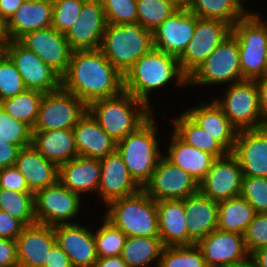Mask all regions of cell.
<instances>
[{
    "instance_id": "e575fe53",
    "label": "cell",
    "mask_w": 267,
    "mask_h": 267,
    "mask_svg": "<svg viewBox=\"0 0 267 267\" xmlns=\"http://www.w3.org/2000/svg\"><path fill=\"white\" fill-rule=\"evenodd\" d=\"M164 245L160 237H127L120 256L129 267H143L159 260Z\"/></svg>"
},
{
    "instance_id": "f5cc1de1",
    "label": "cell",
    "mask_w": 267,
    "mask_h": 267,
    "mask_svg": "<svg viewBox=\"0 0 267 267\" xmlns=\"http://www.w3.org/2000/svg\"><path fill=\"white\" fill-rule=\"evenodd\" d=\"M44 267H73L67 254L56 243L49 251Z\"/></svg>"
},
{
    "instance_id": "44dd1931",
    "label": "cell",
    "mask_w": 267,
    "mask_h": 267,
    "mask_svg": "<svg viewBox=\"0 0 267 267\" xmlns=\"http://www.w3.org/2000/svg\"><path fill=\"white\" fill-rule=\"evenodd\" d=\"M56 243L67 254L73 267H94L98 259L94 234L78 224L53 226Z\"/></svg>"
},
{
    "instance_id": "7dc6e473",
    "label": "cell",
    "mask_w": 267,
    "mask_h": 267,
    "mask_svg": "<svg viewBox=\"0 0 267 267\" xmlns=\"http://www.w3.org/2000/svg\"><path fill=\"white\" fill-rule=\"evenodd\" d=\"M243 235L249 256L267 246V213H256Z\"/></svg>"
},
{
    "instance_id": "681fc988",
    "label": "cell",
    "mask_w": 267,
    "mask_h": 267,
    "mask_svg": "<svg viewBox=\"0 0 267 267\" xmlns=\"http://www.w3.org/2000/svg\"><path fill=\"white\" fill-rule=\"evenodd\" d=\"M24 225L7 212L0 210V237L16 240L22 233Z\"/></svg>"
},
{
    "instance_id": "f546056e",
    "label": "cell",
    "mask_w": 267,
    "mask_h": 267,
    "mask_svg": "<svg viewBox=\"0 0 267 267\" xmlns=\"http://www.w3.org/2000/svg\"><path fill=\"white\" fill-rule=\"evenodd\" d=\"M100 173L99 159L77 156L59 167V181L80 195L87 191H98Z\"/></svg>"
},
{
    "instance_id": "5b68a950",
    "label": "cell",
    "mask_w": 267,
    "mask_h": 267,
    "mask_svg": "<svg viewBox=\"0 0 267 267\" xmlns=\"http://www.w3.org/2000/svg\"><path fill=\"white\" fill-rule=\"evenodd\" d=\"M105 218L127 237H159L156 201L143 189L134 195L115 199Z\"/></svg>"
},
{
    "instance_id": "5bb4252c",
    "label": "cell",
    "mask_w": 267,
    "mask_h": 267,
    "mask_svg": "<svg viewBox=\"0 0 267 267\" xmlns=\"http://www.w3.org/2000/svg\"><path fill=\"white\" fill-rule=\"evenodd\" d=\"M3 51L15 64L26 89L50 93L61 88V76L17 40H12Z\"/></svg>"
},
{
    "instance_id": "db71d44e",
    "label": "cell",
    "mask_w": 267,
    "mask_h": 267,
    "mask_svg": "<svg viewBox=\"0 0 267 267\" xmlns=\"http://www.w3.org/2000/svg\"><path fill=\"white\" fill-rule=\"evenodd\" d=\"M258 90L259 107L263 120L267 123V74L255 79Z\"/></svg>"
},
{
    "instance_id": "680465c9",
    "label": "cell",
    "mask_w": 267,
    "mask_h": 267,
    "mask_svg": "<svg viewBox=\"0 0 267 267\" xmlns=\"http://www.w3.org/2000/svg\"><path fill=\"white\" fill-rule=\"evenodd\" d=\"M250 256L256 267H267V246L255 250Z\"/></svg>"
},
{
    "instance_id": "9f6ffc18",
    "label": "cell",
    "mask_w": 267,
    "mask_h": 267,
    "mask_svg": "<svg viewBox=\"0 0 267 267\" xmlns=\"http://www.w3.org/2000/svg\"><path fill=\"white\" fill-rule=\"evenodd\" d=\"M94 267H129V266L119 255L111 257H98Z\"/></svg>"
},
{
    "instance_id": "60d3db41",
    "label": "cell",
    "mask_w": 267,
    "mask_h": 267,
    "mask_svg": "<svg viewBox=\"0 0 267 267\" xmlns=\"http://www.w3.org/2000/svg\"><path fill=\"white\" fill-rule=\"evenodd\" d=\"M98 257L119 256L127 236L104 218L102 227L94 234Z\"/></svg>"
},
{
    "instance_id": "ee69618b",
    "label": "cell",
    "mask_w": 267,
    "mask_h": 267,
    "mask_svg": "<svg viewBox=\"0 0 267 267\" xmlns=\"http://www.w3.org/2000/svg\"><path fill=\"white\" fill-rule=\"evenodd\" d=\"M86 0H53L52 27L66 34L78 20L82 6Z\"/></svg>"
},
{
    "instance_id": "7bdbcfd3",
    "label": "cell",
    "mask_w": 267,
    "mask_h": 267,
    "mask_svg": "<svg viewBox=\"0 0 267 267\" xmlns=\"http://www.w3.org/2000/svg\"><path fill=\"white\" fill-rule=\"evenodd\" d=\"M25 89L15 64L4 51H0V102L20 94Z\"/></svg>"
},
{
    "instance_id": "91938a15",
    "label": "cell",
    "mask_w": 267,
    "mask_h": 267,
    "mask_svg": "<svg viewBox=\"0 0 267 267\" xmlns=\"http://www.w3.org/2000/svg\"><path fill=\"white\" fill-rule=\"evenodd\" d=\"M251 260L247 257L246 259L233 263L231 265H227L226 267H256L255 262L253 261L252 257L249 256Z\"/></svg>"
},
{
    "instance_id": "6125c7cd",
    "label": "cell",
    "mask_w": 267,
    "mask_h": 267,
    "mask_svg": "<svg viewBox=\"0 0 267 267\" xmlns=\"http://www.w3.org/2000/svg\"><path fill=\"white\" fill-rule=\"evenodd\" d=\"M234 3H235V5L239 8V9H241L243 12H244V7H243V5L241 4V2H240V0H232Z\"/></svg>"
},
{
    "instance_id": "94428289",
    "label": "cell",
    "mask_w": 267,
    "mask_h": 267,
    "mask_svg": "<svg viewBox=\"0 0 267 267\" xmlns=\"http://www.w3.org/2000/svg\"><path fill=\"white\" fill-rule=\"evenodd\" d=\"M178 9H188L192 0H168Z\"/></svg>"
},
{
    "instance_id": "9a60e30c",
    "label": "cell",
    "mask_w": 267,
    "mask_h": 267,
    "mask_svg": "<svg viewBox=\"0 0 267 267\" xmlns=\"http://www.w3.org/2000/svg\"><path fill=\"white\" fill-rule=\"evenodd\" d=\"M243 171L233 153L216 158L205 177L199 182V192L221 202L240 196Z\"/></svg>"
},
{
    "instance_id": "8fae6325",
    "label": "cell",
    "mask_w": 267,
    "mask_h": 267,
    "mask_svg": "<svg viewBox=\"0 0 267 267\" xmlns=\"http://www.w3.org/2000/svg\"><path fill=\"white\" fill-rule=\"evenodd\" d=\"M231 33L224 21L197 18L192 39L178 58L182 72L189 77Z\"/></svg>"
},
{
    "instance_id": "52a82bcc",
    "label": "cell",
    "mask_w": 267,
    "mask_h": 267,
    "mask_svg": "<svg viewBox=\"0 0 267 267\" xmlns=\"http://www.w3.org/2000/svg\"><path fill=\"white\" fill-rule=\"evenodd\" d=\"M238 40L243 80H255L267 74V24L259 15H245L232 26Z\"/></svg>"
},
{
    "instance_id": "d6a6232c",
    "label": "cell",
    "mask_w": 267,
    "mask_h": 267,
    "mask_svg": "<svg viewBox=\"0 0 267 267\" xmlns=\"http://www.w3.org/2000/svg\"><path fill=\"white\" fill-rule=\"evenodd\" d=\"M255 214L253 206L241 196L218 202L217 229L244 234Z\"/></svg>"
},
{
    "instance_id": "cb8c5ba5",
    "label": "cell",
    "mask_w": 267,
    "mask_h": 267,
    "mask_svg": "<svg viewBox=\"0 0 267 267\" xmlns=\"http://www.w3.org/2000/svg\"><path fill=\"white\" fill-rule=\"evenodd\" d=\"M201 106L191 108L185 113L228 153H232L238 130L215 101L209 104L201 102Z\"/></svg>"
},
{
    "instance_id": "c3c4849f",
    "label": "cell",
    "mask_w": 267,
    "mask_h": 267,
    "mask_svg": "<svg viewBox=\"0 0 267 267\" xmlns=\"http://www.w3.org/2000/svg\"><path fill=\"white\" fill-rule=\"evenodd\" d=\"M0 188L18 192H32L15 166L0 169Z\"/></svg>"
},
{
    "instance_id": "30bf717a",
    "label": "cell",
    "mask_w": 267,
    "mask_h": 267,
    "mask_svg": "<svg viewBox=\"0 0 267 267\" xmlns=\"http://www.w3.org/2000/svg\"><path fill=\"white\" fill-rule=\"evenodd\" d=\"M87 111L88 106L81 99L62 87L57 91L44 93L32 131L73 130Z\"/></svg>"
},
{
    "instance_id": "e0dca14e",
    "label": "cell",
    "mask_w": 267,
    "mask_h": 267,
    "mask_svg": "<svg viewBox=\"0 0 267 267\" xmlns=\"http://www.w3.org/2000/svg\"><path fill=\"white\" fill-rule=\"evenodd\" d=\"M107 26L101 0H86L78 20L67 31L65 37L74 50H97Z\"/></svg>"
},
{
    "instance_id": "6da1fadb",
    "label": "cell",
    "mask_w": 267,
    "mask_h": 267,
    "mask_svg": "<svg viewBox=\"0 0 267 267\" xmlns=\"http://www.w3.org/2000/svg\"><path fill=\"white\" fill-rule=\"evenodd\" d=\"M61 87L87 106L124 91V76L99 50H74Z\"/></svg>"
},
{
    "instance_id": "8d00e7d4",
    "label": "cell",
    "mask_w": 267,
    "mask_h": 267,
    "mask_svg": "<svg viewBox=\"0 0 267 267\" xmlns=\"http://www.w3.org/2000/svg\"><path fill=\"white\" fill-rule=\"evenodd\" d=\"M188 10L203 19H216L233 26L245 15H253L239 9L232 0H192Z\"/></svg>"
},
{
    "instance_id": "f35d334b",
    "label": "cell",
    "mask_w": 267,
    "mask_h": 267,
    "mask_svg": "<svg viewBox=\"0 0 267 267\" xmlns=\"http://www.w3.org/2000/svg\"><path fill=\"white\" fill-rule=\"evenodd\" d=\"M157 267H207L197 244L164 247Z\"/></svg>"
},
{
    "instance_id": "277c9868",
    "label": "cell",
    "mask_w": 267,
    "mask_h": 267,
    "mask_svg": "<svg viewBox=\"0 0 267 267\" xmlns=\"http://www.w3.org/2000/svg\"><path fill=\"white\" fill-rule=\"evenodd\" d=\"M152 32L137 22L107 23L99 50L123 76L143 55L153 49Z\"/></svg>"
},
{
    "instance_id": "ffe728a7",
    "label": "cell",
    "mask_w": 267,
    "mask_h": 267,
    "mask_svg": "<svg viewBox=\"0 0 267 267\" xmlns=\"http://www.w3.org/2000/svg\"><path fill=\"white\" fill-rule=\"evenodd\" d=\"M197 245L202 251L207 267H226L249 256L244 235L214 230Z\"/></svg>"
},
{
    "instance_id": "7c38bea8",
    "label": "cell",
    "mask_w": 267,
    "mask_h": 267,
    "mask_svg": "<svg viewBox=\"0 0 267 267\" xmlns=\"http://www.w3.org/2000/svg\"><path fill=\"white\" fill-rule=\"evenodd\" d=\"M80 195L65 187L59 180L34 193L36 222L48 226L71 224L80 206Z\"/></svg>"
},
{
    "instance_id": "4fadbf2b",
    "label": "cell",
    "mask_w": 267,
    "mask_h": 267,
    "mask_svg": "<svg viewBox=\"0 0 267 267\" xmlns=\"http://www.w3.org/2000/svg\"><path fill=\"white\" fill-rule=\"evenodd\" d=\"M142 189L156 202L184 200L199 192V183L189 173L172 164L163 155L150 180Z\"/></svg>"
},
{
    "instance_id": "83f0119b",
    "label": "cell",
    "mask_w": 267,
    "mask_h": 267,
    "mask_svg": "<svg viewBox=\"0 0 267 267\" xmlns=\"http://www.w3.org/2000/svg\"><path fill=\"white\" fill-rule=\"evenodd\" d=\"M159 237L164 247L189 245L184 200L157 201Z\"/></svg>"
},
{
    "instance_id": "6f0895ef",
    "label": "cell",
    "mask_w": 267,
    "mask_h": 267,
    "mask_svg": "<svg viewBox=\"0 0 267 267\" xmlns=\"http://www.w3.org/2000/svg\"><path fill=\"white\" fill-rule=\"evenodd\" d=\"M11 41L8 21L0 14V51H3Z\"/></svg>"
},
{
    "instance_id": "bcb514c9",
    "label": "cell",
    "mask_w": 267,
    "mask_h": 267,
    "mask_svg": "<svg viewBox=\"0 0 267 267\" xmlns=\"http://www.w3.org/2000/svg\"><path fill=\"white\" fill-rule=\"evenodd\" d=\"M107 23L122 25L137 22L136 0H101Z\"/></svg>"
},
{
    "instance_id": "f1b7e54d",
    "label": "cell",
    "mask_w": 267,
    "mask_h": 267,
    "mask_svg": "<svg viewBox=\"0 0 267 267\" xmlns=\"http://www.w3.org/2000/svg\"><path fill=\"white\" fill-rule=\"evenodd\" d=\"M53 22V0L25 1L8 20L11 40L26 33L49 28Z\"/></svg>"
},
{
    "instance_id": "f907efd6",
    "label": "cell",
    "mask_w": 267,
    "mask_h": 267,
    "mask_svg": "<svg viewBox=\"0 0 267 267\" xmlns=\"http://www.w3.org/2000/svg\"><path fill=\"white\" fill-rule=\"evenodd\" d=\"M0 267H19L16 240L0 237Z\"/></svg>"
},
{
    "instance_id": "d6986e66",
    "label": "cell",
    "mask_w": 267,
    "mask_h": 267,
    "mask_svg": "<svg viewBox=\"0 0 267 267\" xmlns=\"http://www.w3.org/2000/svg\"><path fill=\"white\" fill-rule=\"evenodd\" d=\"M246 177L267 178V125L238 131L232 152Z\"/></svg>"
},
{
    "instance_id": "b9f144b4",
    "label": "cell",
    "mask_w": 267,
    "mask_h": 267,
    "mask_svg": "<svg viewBox=\"0 0 267 267\" xmlns=\"http://www.w3.org/2000/svg\"><path fill=\"white\" fill-rule=\"evenodd\" d=\"M0 140L24 148L32 145V128L11 117L0 107Z\"/></svg>"
},
{
    "instance_id": "7a4b0ae2",
    "label": "cell",
    "mask_w": 267,
    "mask_h": 267,
    "mask_svg": "<svg viewBox=\"0 0 267 267\" xmlns=\"http://www.w3.org/2000/svg\"><path fill=\"white\" fill-rule=\"evenodd\" d=\"M177 78L178 85H188V77L182 72L178 58L152 49L139 58L124 75V91L149 104V91L166 85Z\"/></svg>"
},
{
    "instance_id": "2e32d148",
    "label": "cell",
    "mask_w": 267,
    "mask_h": 267,
    "mask_svg": "<svg viewBox=\"0 0 267 267\" xmlns=\"http://www.w3.org/2000/svg\"><path fill=\"white\" fill-rule=\"evenodd\" d=\"M17 41L39 56L61 77L67 72L73 50L65 34L51 26L26 33Z\"/></svg>"
},
{
    "instance_id": "836d02e7",
    "label": "cell",
    "mask_w": 267,
    "mask_h": 267,
    "mask_svg": "<svg viewBox=\"0 0 267 267\" xmlns=\"http://www.w3.org/2000/svg\"><path fill=\"white\" fill-rule=\"evenodd\" d=\"M173 132L186 144L213 155L215 158L225 156L228 152L212 136L199 127L185 112L173 119Z\"/></svg>"
},
{
    "instance_id": "d4e9b609",
    "label": "cell",
    "mask_w": 267,
    "mask_h": 267,
    "mask_svg": "<svg viewBox=\"0 0 267 267\" xmlns=\"http://www.w3.org/2000/svg\"><path fill=\"white\" fill-rule=\"evenodd\" d=\"M189 245L197 244L218 226V202L200 192L185 199Z\"/></svg>"
},
{
    "instance_id": "7402d4cb",
    "label": "cell",
    "mask_w": 267,
    "mask_h": 267,
    "mask_svg": "<svg viewBox=\"0 0 267 267\" xmlns=\"http://www.w3.org/2000/svg\"><path fill=\"white\" fill-rule=\"evenodd\" d=\"M100 164L98 191L106 204L118 198L134 195L142 189L130 176L117 150L100 159Z\"/></svg>"
},
{
    "instance_id": "1f68e13d",
    "label": "cell",
    "mask_w": 267,
    "mask_h": 267,
    "mask_svg": "<svg viewBox=\"0 0 267 267\" xmlns=\"http://www.w3.org/2000/svg\"><path fill=\"white\" fill-rule=\"evenodd\" d=\"M168 155L164 156L172 164L183 169L194 177L198 183L205 177L214 160L213 155L194 148L183 142L174 132Z\"/></svg>"
},
{
    "instance_id": "ac0fdd59",
    "label": "cell",
    "mask_w": 267,
    "mask_h": 267,
    "mask_svg": "<svg viewBox=\"0 0 267 267\" xmlns=\"http://www.w3.org/2000/svg\"><path fill=\"white\" fill-rule=\"evenodd\" d=\"M198 16L188 9H178L152 33L153 47L179 58L192 39Z\"/></svg>"
},
{
    "instance_id": "4dcf8cb0",
    "label": "cell",
    "mask_w": 267,
    "mask_h": 267,
    "mask_svg": "<svg viewBox=\"0 0 267 267\" xmlns=\"http://www.w3.org/2000/svg\"><path fill=\"white\" fill-rule=\"evenodd\" d=\"M32 146L58 167L79 156L73 130L32 131Z\"/></svg>"
},
{
    "instance_id": "603a6c76",
    "label": "cell",
    "mask_w": 267,
    "mask_h": 267,
    "mask_svg": "<svg viewBox=\"0 0 267 267\" xmlns=\"http://www.w3.org/2000/svg\"><path fill=\"white\" fill-rule=\"evenodd\" d=\"M19 267H44L56 244L53 226L35 223L25 226L16 239Z\"/></svg>"
},
{
    "instance_id": "8992f818",
    "label": "cell",
    "mask_w": 267,
    "mask_h": 267,
    "mask_svg": "<svg viewBox=\"0 0 267 267\" xmlns=\"http://www.w3.org/2000/svg\"><path fill=\"white\" fill-rule=\"evenodd\" d=\"M154 118L151 116L135 132L128 134L116 143V150L121 155L130 176L143 188L150 180L160 159Z\"/></svg>"
},
{
    "instance_id": "484cf974",
    "label": "cell",
    "mask_w": 267,
    "mask_h": 267,
    "mask_svg": "<svg viewBox=\"0 0 267 267\" xmlns=\"http://www.w3.org/2000/svg\"><path fill=\"white\" fill-rule=\"evenodd\" d=\"M14 166L33 193L59 180V167L44 158L32 145L20 149Z\"/></svg>"
},
{
    "instance_id": "9c48e42d",
    "label": "cell",
    "mask_w": 267,
    "mask_h": 267,
    "mask_svg": "<svg viewBox=\"0 0 267 267\" xmlns=\"http://www.w3.org/2000/svg\"><path fill=\"white\" fill-rule=\"evenodd\" d=\"M215 102L238 131L267 125L260 111L255 80L244 79L229 85L225 98Z\"/></svg>"
},
{
    "instance_id": "3957f363",
    "label": "cell",
    "mask_w": 267,
    "mask_h": 267,
    "mask_svg": "<svg viewBox=\"0 0 267 267\" xmlns=\"http://www.w3.org/2000/svg\"><path fill=\"white\" fill-rule=\"evenodd\" d=\"M151 111L150 106L126 91L88 106V112L115 143L143 125L152 116Z\"/></svg>"
},
{
    "instance_id": "816d5d0a",
    "label": "cell",
    "mask_w": 267,
    "mask_h": 267,
    "mask_svg": "<svg viewBox=\"0 0 267 267\" xmlns=\"http://www.w3.org/2000/svg\"><path fill=\"white\" fill-rule=\"evenodd\" d=\"M20 147L0 140V169L14 166Z\"/></svg>"
},
{
    "instance_id": "11a10c76",
    "label": "cell",
    "mask_w": 267,
    "mask_h": 267,
    "mask_svg": "<svg viewBox=\"0 0 267 267\" xmlns=\"http://www.w3.org/2000/svg\"><path fill=\"white\" fill-rule=\"evenodd\" d=\"M23 2V0H0V14L8 21Z\"/></svg>"
},
{
    "instance_id": "d590c367",
    "label": "cell",
    "mask_w": 267,
    "mask_h": 267,
    "mask_svg": "<svg viewBox=\"0 0 267 267\" xmlns=\"http://www.w3.org/2000/svg\"><path fill=\"white\" fill-rule=\"evenodd\" d=\"M44 93L25 89L20 94L0 102V107L14 119L25 122L32 129L35 126Z\"/></svg>"
},
{
    "instance_id": "74e56055",
    "label": "cell",
    "mask_w": 267,
    "mask_h": 267,
    "mask_svg": "<svg viewBox=\"0 0 267 267\" xmlns=\"http://www.w3.org/2000/svg\"><path fill=\"white\" fill-rule=\"evenodd\" d=\"M0 210L7 212L24 226L37 223L34 215L33 192H18L0 188Z\"/></svg>"
},
{
    "instance_id": "4316f807",
    "label": "cell",
    "mask_w": 267,
    "mask_h": 267,
    "mask_svg": "<svg viewBox=\"0 0 267 267\" xmlns=\"http://www.w3.org/2000/svg\"><path fill=\"white\" fill-rule=\"evenodd\" d=\"M73 133L79 156L100 160L116 150V143L88 111L73 128Z\"/></svg>"
},
{
    "instance_id": "ab89813d",
    "label": "cell",
    "mask_w": 267,
    "mask_h": 267,
    "mask_svg": "<svg viewBox=\"0 0 267 267\" xmlns=\"http://www.w3.org/2000/svg\"><path fill=\"white\" fill-rule=\"evenodd\" d=\"M137 21L143 28L153 31L178 10L168 0H136Z\"/></svg>"
},
{
    "instance_id": "f6af8a7d",
    "label": "cell",
    "mask_w": 267,
    "mask_h": 267,
    "mask_svg": "<svg viewBox=\"0 0 267 267\" xmlns=\"http://www.w3.org/2000/svg\"><path fill=\"white\" fill-rule=\"evenodd\" d=\"M240 196L253 206L256 213H267V178L243 176Z\"/></svg>"
},
{
    "instance_id": "ba28073f",
    "label": "cell",
    "mask_w": 267,
    "mask_h": 267,
    "mask_svg": "<svg viewBox=\"0 0 267 267\" xmlns=\"http://www.w3.org/2000/svg\"><path fill=\"white\" fill-rule=\"evenodd\" d=\"M243 80L238 40L231 33L188 77L189 84H230Z\"/></svg>"
}]
</instances>
